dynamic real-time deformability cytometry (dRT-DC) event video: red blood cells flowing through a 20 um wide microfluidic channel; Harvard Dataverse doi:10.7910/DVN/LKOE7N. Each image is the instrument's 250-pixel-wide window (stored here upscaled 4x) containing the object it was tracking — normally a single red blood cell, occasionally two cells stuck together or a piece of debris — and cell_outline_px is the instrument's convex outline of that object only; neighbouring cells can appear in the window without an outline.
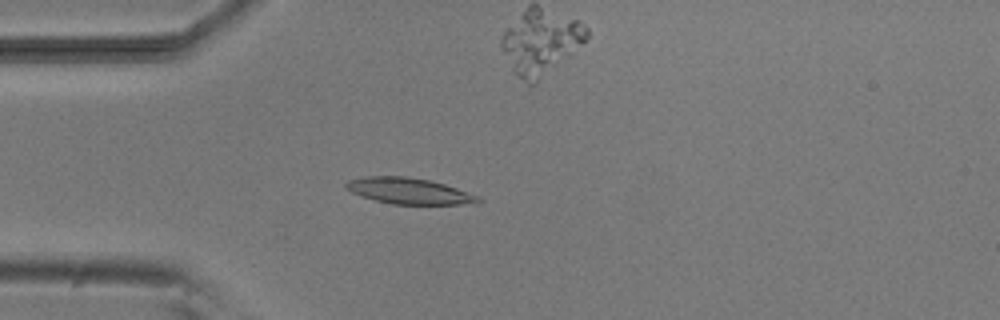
{"species": "common noctule bat (a hibernating species)", "species_latin": "Nyctalus noctula", "temperature_condition": "room temperature", "stored_images_in_passage": 5, "camera_frame_rate_fps": 3000, "um_per_image_px": 0.085, "animal": {"sex": "male", "body_mass_g": 20.5, "forearm_length_mm": 52.5}, "frame": {"image": 1, "passage_image": 4, "time_ms": 3.667, "image_size_px": [1000, 320], "cell_outline_px": [[484, 200], [460, 204], [392, 204], [376, 200], [352, 192], [344, 184], [348, 180], [364, 176], [408, 176], [428, 180], [444, 184], [480, 196]], "centroid_in_image_um": [34.76, 16.22], "position_along_channel_um": 50.2, "area_um2": 19.77}}